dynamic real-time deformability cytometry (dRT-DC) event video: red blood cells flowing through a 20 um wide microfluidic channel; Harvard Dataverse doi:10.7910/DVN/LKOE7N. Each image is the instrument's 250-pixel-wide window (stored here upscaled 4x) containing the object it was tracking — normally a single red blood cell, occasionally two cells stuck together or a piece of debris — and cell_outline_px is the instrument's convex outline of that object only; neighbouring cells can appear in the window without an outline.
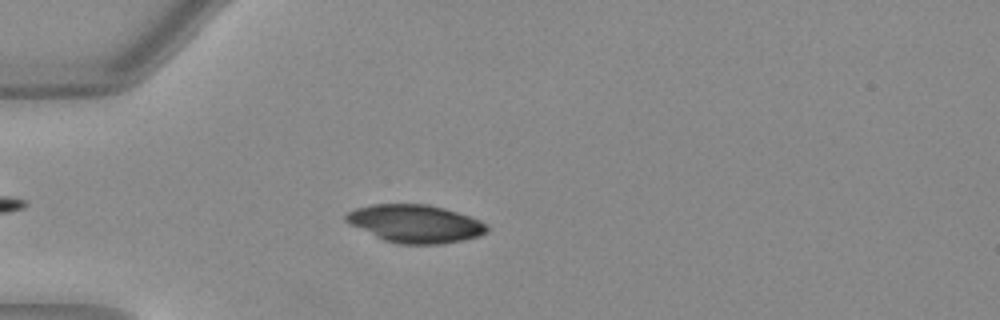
{"species": "Egyptian fruit bat (a non-hibernating species)", "species_latin": "Rousettus aegyptiacus", "temperature_condition": "warm", "stored_images_in_passage": 44, "camera_frame_rate_fps": 3000, "um_per_image_px": 0.085, "animal": {"sex": "female"}, "frame": {"image": 1, "passage_image": 11, "time_ms": 3.333, "image_size_px": [1000, 320], "cell_outline_px": [[488, 232], [480, 236], [464, 240], [440, 244], [400, 244], [384, 240], [348, 224], [344, 220], [344, 216], [348, 212], [356, 208], [372, 204], [428, 204], [444, 208], [480, 220], [488, 224]], "centroid_in_image_um": [35.3, 19.01], "position_along_channel_um": 49.7, "area_um2": 31.27}}
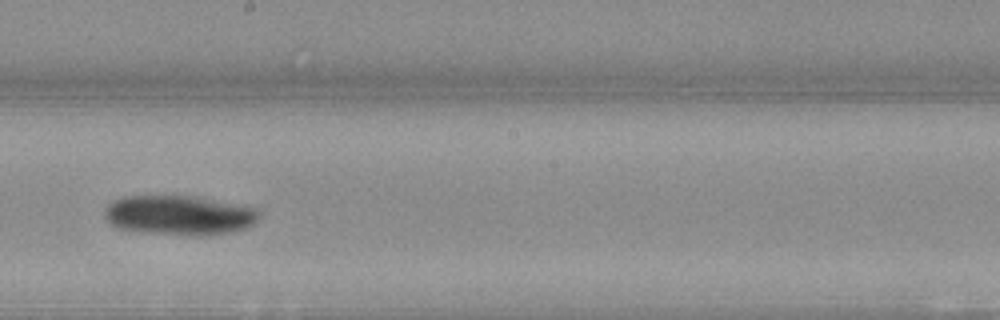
{"frame": {"image": 2, "passage_image": 26, "time_ms": 8.333, "image_size_px": [1000, 320], "cell_outline_px": [[260, 220], [256, 224], [236, 232], [208, 236], [192, 236], [140, 232], [116, 228], [108, 224], [104, 216], [104, 212], [108, 204], [124, 196], [188, 196], [256, 208]], "centroid_in_image_um": [15.22, 18.33], "position_along_channel_um": 233.0, "area_um2": 36.01}}
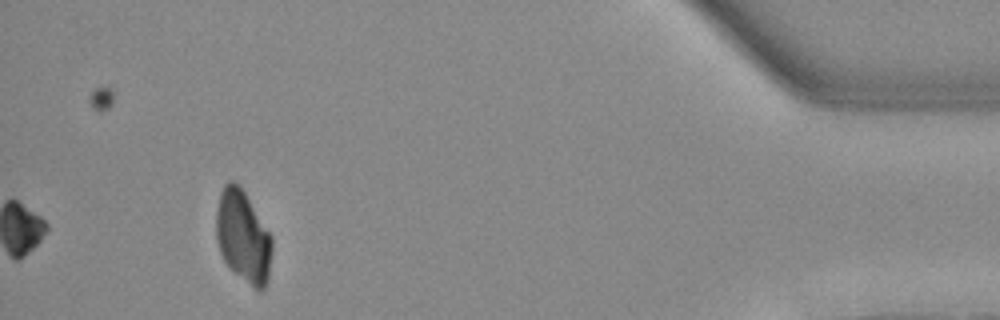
{"frame": {"image": 3, "passage_image": 44, "time_ms": 14.333, "image_size_px": [1000, 320], "cell_outline_px": [[272, 252], [268, 280], [264, 288], [260, 292], [236, 272], [224, 260], [220, 252], [216, 240], [216, 212], [220, 192], [224, 184], [228, 180], [232, 180], [244, 192], [272, 236]], "centroid_in_image_um": [20.66, 20.09], "position_along_channel_um": 414.5, "area_um2": 29.59}}